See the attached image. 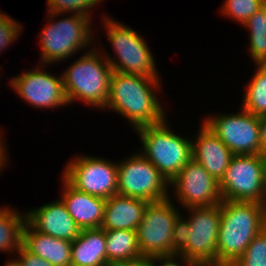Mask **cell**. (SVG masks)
Listing matches in <instances>:
<instances>
[{"label":"cell","instance_id":"1","mask_svg":"<svg viewBox=\"0 0 266 266\" xmlns=\"http://www.w3.org/2000/svg\"><path fill=\"white\" fill-rule=\"evenodd\" d=\"M161 80L113 71L103 110L117 112L134 130L163 122L168 115H165L163 104L156 97L162 89Z\"/></svg>","mask_w":266,"mask_h":266},{"label":"cell","instance_id":"2","mask_svg":"<svg viewBox=\"0 0 266 266\" xmlns=\"http://www.w3.org/2000/svg\"><path fill=\"white\" fill-rule=\"evenodd\" d=\"M217 266H231L266 227V204L222 200Z\"/></svg>","mask_w":266,"mask_h":266},{"label":"cell","instance_id":"3","mask_svg":"<svg viewBox=\"0 0 266 266\" xmlns=\"http://www.w3.org/2000/svg\"><path fill=\"white\" fill-rule=\"evenodd\" d=\"M97 47L89 48L62 73L69 105L82 101L103 111L107 104L113 69Z\"/></svg>","mask_w":266,"mask_h":266},{"label":"cell","instance_id":"4","mask_svg":"<svg viewBox=\"0 0 266 266\" xmlns=\"http://www.w3.org/2000/svg\"><path fill=\"white\" fill-rule=\"evenodd\" d=\"M47 24L39 34V46L41 49V64L62 63L68 58L77 55L85 48L93 47L95 38L93 18L82 14H69L66 18L57 19L59 15L54 12H46ZM57 21H56V19ZM92 45V46H91Z\"/></svg>","mask_w":266,"mask_h":266},{"label":"cell","instance_id":"5","mask_svg":"<svg viewBox=\"0 0 266 266\" xmlns=\"http://www.w3.org/2000/svg\"><path fill=\"white\" fill-rule=\"evenodd\" d=\"M102 28L115 56L100 49L113 71L144 77L161 78L149 44L140 32L104 14ZM112 55V56H111ZM117 58V59H116Z\"/></svg>","mask_w":266,"mask_h":266},{"label":"cell","instance_id":"6","mask_svg":"<svg viewBox=\"0 0 266 266\" xmlns=\"http://www.w3.org/2000/svg\"><path fill=\"white\" fill-rule=\"evenodd\" d=\"M142 148L139 149L170 183L193 158L192 139L178 135L167 118L157 124L135 130Z\"/></svg>","mask_w":266,"mask_h":266},{"label":"cell","instance_id":"7","mask_svg":"<svg viewBox=\"0 0 266 266\" xmlns=\"http://www.w3.org/2000/svg\"><path fill=\"white\" fill-rule=\"evenodd\" d=\"M222 200L266 204V158L256 155H233L221 181Z\"/></svg>","mask_w":266,"mask_h":266},{"label":"cell","instance_id":"8","mask_svg":"<svg viewBox=\"0 0 266 266\" xmlns=\"http://www.w3.org/2000/svg\"><path fill=\"white\" fill-rule=\"evenodd\" d=\"M118 161L117 194L147 202L171 196L170 183L141 153L135 151Z\"/></svg>","mask_w":266,"mask_h":266},{"label":"cell","instance_id":"9","mask_svg":"<svg viewBox=\"0 0 266 266\" xmlns=\"http://www.w3.org/2000/svg\"><path fill=\"white\" fill-rule=\"evenodd\" d=\"M72 158L61 174L72 187L105 200L117 194V161L86 154Z\"/></svg>","mask_w":266,"mask_h":266},{"label":"cell","instance_id":"10","mask_svg":"<svg viewBox=\"0 0 266 266\" xmlns=\"http://www.w3.org/2000/svg\"><path fill=\"white\" fill-rule=\"evenodd\" d=\"M188 244L179 255L196 266H217V240L220 227V204L189 207Z\"/></svg>","mask_w":266,"mask_h":266},{"label":"cell","instance_id":"11","mask_svg":"<svg viewBox=\"0 0 266 266\" xmlns=\"http://www.w3.org/2000/svg\"><path fill=\"white\" fill-rule=\"evenodd\" d=\"M171 197L148 202L146 206L142 222L136 229L142 256L172 255L173 226L181 211Z\"/></svg>","mask_w":266,"mask_h":266},{"label":"cell","instance_id":"12","mask_svg":"<svg viewBox=\"0 0 266 266\" xmlns=\"http://www.w3.org/2000/svg\"><path fill=\"white\" fill-rule=\"evenodd\" d=\"M202 122L234 155L260 154L259 116L240 107L239 112L208 115Z\"/></svg>","mask_w":266,"mask_h":266},{"label":"cell","instance_id":"13","mask_svg":"<svg viewBox=\"0 0 266 266\" xmlns=\"http://www.w3.org/2000/svg\"><path fill=\"white\" fill-rule=\"evenodd\" d=\"M38 65L40 66L12 77L8 82L11 89L32 108L47 110L69 105L62 75L50 74L45 70L49 65Z\"/></svg>","mask_w":266,"mask_h":266},{"label":"cell","instance_id":"14","mask_svg":"<svg viewBox=\"0 0 266 266\" xmlns=\"http://www.w3.org/2000/svg\"><path fill=\"white\" fill-rule=\"evenodd\" d=\"M181 209L189 207L214 206L222 202L219 182L192 158L170 182Z\"/></svg>","mask_w":266,"mask_h":266},{"label":"cell","instance_id":"15","mask_svg":"<svg viewBox=\"0 0 266 266\" xmlns=\"http://www.w3.org/2000/svg\"><path fill=\"white\" fill-rule=\"evenodd\" d=\"M25 213L26 222L42 234L72 242L80 233L81 229L76 225L60 198L29 209Z\"/></svg>","mask_w":266,"mask_h":266},{"label":"cell","instance_id":"16","mask_svg":"<svg viewBox=\"0 0 266 266\" xmlns=\"http://www.w3.org/2000/svg\"><path fill=\"white\" fill-rule=\"evenodd\" d=\"M197 131L192 138V156L220 182L234 154L203 122Z\"/></svg>","mask_w":266,"mask_h":266},{"label":"cell","instance_id":"17","mask_svg":"<svg viewBox=\"0 0 266 266\" xmlns=\"http://www.w3.org/2000/svg\"><path fill=\"white\" fill-rule=\"evenodd\" d=\"M60 199L76 225L82 229H98L104 220L106 200L81 192L72 187L62 176Z\"/></svg>","mask_w":266,"mask_h":266},{"label":"cell","instance_id":"18","mask_svg":"<svg viewBox=\"0 0 266 266\" xmlns=\"http://www.w3.org/2000/svg\"><path fill=\"white\" fill-rule=\"evenodd\" d=\"M148 202L142 199L115 194L106 200L103 230L125 229L136 231L142 222Z\"/></svg>","mask_w":266,"mask_h":266},{"label":"cell","instance_id":"19","mask_svg":"<svg viewBox=\"0 0 266 266\" xmlns=\"http://www.w3.org/2000/svg\"><path fill=\"white\" fill-rule=\"evenodd\" d=\"M22 246L54 266H71L72 242L42 234L27 222L23 227Z\"/></svg>","mask_w":266,"mask_h":266},{"label":"cell","instance_id":"20","mask_svg":"<svg viewBox=\"0 0 266 266\" xmlns=\"http://www.w3.org/2000/svg\"><path fill=\"white\" fill-rule=\"evenodd\" d=\"M105 230L82 229L72 241L71 266H107Z\"/></svg>","mask_w":266,"mask_h":266},{"label":"cell","instance_id":"21","mask_svg":"<svg viewBox=\"0 0 266 266\" xmlns=\"http://www.w3.org/2000/svg\"><path fill=\"white\" fill-rule=\"evenodd\" d=\"M105 235L108 265L122 264L142 257L136 231L105 230Z\"/></svg>","mask_w":266,"mask_h":266},{"label":"cell","instance_id":"22","mask_svg":"<svg viewBox=\"0 0 266 266\" xmlns=\"http://www.w3.org/2000/svg\"><path fill=\"white\" fill-rule=\"evenodd\" d=\"M26 213L9 206L0 207V252L15 253L22 245Z\"/></svg>","mask_w":266,"mask_h":266},{"label":"cell","instance_id":"23","mask_svg":"<svg viewBox=\"0 0 266 266\" xmlns=\"http://www.w3.org/2000/svg\"><path fill=\"white\" fill-rule=\"evenodd\" d=\"M255 65L240 107L255 116H262L266 114V63Z\"/></svg>","mask_w":266,"mask_h":266},{"label":"cell","instance_id":"24","mask_svg":"<svg viewBox=\"0 0 266 266\" xmlns=\"http://www.w3.org/2000/svg\"><path fill=\"white\" fill-rule=\"evenodd\" d=\"M242 26L249 32V56L255 64L266 63V4Z\"/></svg>","mask_w":266,"mask_h":266},{"label":"cell","instance_id":"25","mask_svg":"<svg viewBox=\"0 0 266 266\" xmlns=\"http://www.w3.org/2000/svg\"><path fill=\"white\" fill-rule=\"evenodd\" d=\"M220 13L243 25L250 16L266 4V0H224Z\"/></svg>","mask_w":266,"mask_h":266},{"label":"cell","instance_id":"26","mask_svg":"<svg viewBox=\"0 0 266 266\" xmlns=\"http://www.w3.org/2000/svg\"><path fill=\"white\" fill-rule=\"evenodd\" d=\"M231 266H266V227L254 237L243 255Z\"/></svg>","mask_w":266,"mask_h":266},{"label":"cell","instance_id":"27","mask_svg":"<svg viewBox=\"0 0 266 266\" xmlns=\"http://www.w3.org/2000/svg\"><path fill=\"white\" fill-rule=\"evenodd\" d=\"M103 0H46L47 12L57 14H82L91 18L94 7H97Z\"/></svg>","mask_w":266,"mask_h":266},{"label":"cell","instance_id":"28","mask_svg":"<svg viewBox=\"0 0 266 266\" xmlns=\"http://www.w3.org/2000/svg\"><path fill=\"white\" fill-rule=\"evenodd\" d=\"M23 25L14 20L8 14L0 12V53L8 49L23 31ZM14 41V42H13ZM8 47V48H7Z\"/></svg>","mask_w":266,"mask_h":266},{"label":"cell","instance_id":"29","mask_svg":"<svg viewBox=\"0 0 266 266\" xmlns=\"http://www.w3.org/2000/svg\"><path fill=\"white\" fill-rule=\"evenodd\" d=\"M189 220L182 212L177 216L173 226L172 255L179 254L188 244Z\"/></svg>","mask_w":266,"mask_h":266},{"label":"cell","instance_id":"30","mask_svg":"<svg viewBox=\"0 0 266 266\" xmlns=\"http://www.w3.org/2000/svg\"><path fill=\"white\" fill-rule=\"evenodd\" d=\"M153 264L154 266H196L192 261L179 254L153 256Z\"/></svg>","mask_w":266,"mask_h":266},{"label":"cell","instance_id":"31","mask_svg":"<svg viewBox=\"0 0 266 266\" xmlns=\"http://www.w3.org/2000/svg\"><path fill=\"white\" fill-rule=\"evenodd\" d=\"M15 256H18L22 266H54L38 255L30 253L22 245L19 247Z\"/></svg>","mask_w":266,"mask_h":266},{"label":"cell","instance_id":"32","mask_svg":"<svg viewBox=\"0 0 266 266\" xmlns=\"http://www.w3.org/2000/svg\"><path fill=\"white\" fill-rule=\"evenodd\" d=\"M260 155L266 158V114L259 116Z\"/></svg>","mask_w":266,"mask_h":266},{"label":"cell","instance_id":"33","mask_svg":"<svg viewBox=\"0 0 266 266\" xmlns=\"http://www.w3.org/2000/svg\"><path fill=\"white\" fill-rule=\"evenodd\" d=\"M1 132L3 131H0V135H1L0 136V174L1 172H3L2 170L8 166L7 163H8V158H9L8 156L9 154L7 151L8 149H6L7 144L5 143V141H3L5 139L3 138V135Z\"/></svg>","mask_w":266,"mask_h":266},{"label":"cell","instance_id":"34","mask_svg":"<svg viewBox=\"0 0 266 266\" xmlns=\"http://www.w3.org/2000/svg\"><path fill=\"white\" fill-rule=\"evenodd\" d=\"M116 266H154L153 256L152 257L142 256L138 259L126 263L117 264Z\"/></svg>","mask_w":266,"mask_h":266},{"label":"cell","instance_id":"35","mask_svg":"<svg viewBox=\"0 0 266 266\" xmlns=\"http://www.w3.org/2000/svg\"><path fill=\"white\" fill-rule=\"evenodd\" d=\"M4 266H22V263L17 256L15 257V255H13L12 258L6 260Z\"/></svg>","mask_w":266,"mask_h":266}]
</instances>
